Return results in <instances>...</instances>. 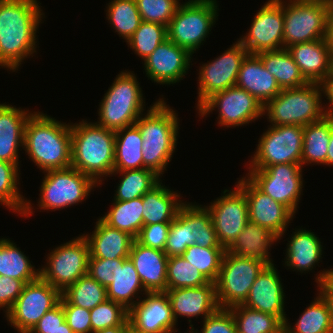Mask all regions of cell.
Returning a JSON list of instances; mask_svg holds the SVG:
<instances>
[{
  "mask_svg": "<svg viewBox=\"0 0 333 333\" xmlns=\"http://www.w3.org/2000/svg\"><path fill=\"white\" fill-rule=\"evenodd\" d=\"M37 0H0V66L15 72L37 47L45 17Z\"/></svg>",
  "mask_w": 333,
  "mask_h": 333,
  "instance_id": "6da1fadb",
  "label": "cell"
},
{
  "mask_svg": "<svg viewBox=\"0 0 333 333\" xmlns=\"http://www.w3.org/2000/svg\"><path fill=\"white\" fill-rule=\"evenodd\" d=\"M23 149L43 173L71 167V123L34 111L25 124Z\"/></svg>",
  "mask_w": 333,
  "mask_h": 333,
  "instance_id": "7a4b0ae2",
  "label": "cell"
},
{
  "mask_svg": "<svg viewBox=\"0 0 333 333\" xmlns=\"http://www.w3.org/2000/svg\"><path fill=\"white\" fill-rule=\"evenodd\" d=\"M115 131L96 122L71 124V166L99 186L114 171Z\"/></svg>",
  "mask_w": 333,
  "mask_h": 333,
  "instance_id": "3957f363",
  "label": "cell"
},
{
  "mask_svg": "<svg viewBox=\"0 0 333 333\" xmlns=\"http://www.w3.org/2000/svg\"><path fill=\"white\" fill-rule=\"evenodd\" d=\"M159 98L135 122L142 139L143 168L153 170L161 177L172 160L177 146L178 114Z\"/></svg>",
  "mask_w": 333,
  "mask_h": 333,
  "instance_id": "277c9868",
  "label": "cell"
},
{
  "mask_svg": "<svg viewBox=\"0 0 333 333\" xmlns=\"http://www.w3.org/2000/svg\"><path fill=\"white\" fill-rule=\"evenodd\" d=\"M324 87L320 83L308 82L297 88L282 91L263 106L271 125H301L321 120L326 114L322 105Z\"/></svg>",
  "mask_w": 333,
  "mask_h": 333,
  "instance_id": "5b68a950",
  "label": "cell"
},
{
  "mask_svg": "<svg viewBox=\"0 0 333 333\" xmlns=\"http://www.w3.org/2000/svg\"><path fill=\"white\" fill-rule=\"evenodd\" d=\"M139 85L134 73L121 71L100 102L96 123L114 131L135 124L145 110Z\"/></svg>",
  "mask_w": 333,
  "mask_h": 333,
  "instance_id": "8992f818",
  "label": "cell"
},
{
  "mask_svg": "<svg viewBox=\"0 0 333 333\" xmlns=\"http://www.w3.org/2000/svg\"><path fill=\"white\" fill-rule=\"evenodd\" d=\"M192 245L224 248L218 242L211 214L206 206L184 202L170 223L164 252L168 257L181 256Z\"/></svg>",
  "mask_w": 333,
  "mask_h": 333,
  "instance_id": "52a82bcc",
  "label": "cell"
},
{
  "mask_svg": "<svg viewBox=\"0 0 333 333\" xmlns=\"http://www.w3.org/2000/svg\"><path fill=\"white\" fill-rule=\"evenodd\" d=\"M217 4L216 0H188L181 3L167 26V38L193 55L216 23Z\"/></svg>",
  "mask_w": 333,
  "mask_h": 333,
  "instance_id": "ba28073f",
  "label": "cell"
},
{
  "mask_svg": "<svg viewBox=\"0 0 333 333\" xmlns=\"http://www.w3.org/2000/svg\"><path fill=\"white\" fill-rule=\"evenodd\" d=\"M266 266L261 261L239 257L225 251L215 282L219 308H231L243 304L254 281Z\"/></svg>",
  "mask_w": 333,
  "mask_h": 333,
  "instance_id": "9c48e42d",
  "label": "cell"
},
{
  "mask_svg": "<svg viewBox=\"0 0 333 333\" xmlns=\"http://www.w3.org/2000/svg\"><path fill=\"white\" fill-rule=\"evenodd\" d=\"M44 173L38 209L53 211L76 205L85 201L94 187H99L92 178L72 166Z\"/></svg>",
  "mask_w": 333,
  "mask_h": 333,
  "instance_id": "30bf717a",
  "label": "cell"
},
{
  "mask_svg": "<svg viewBox=\"0 0 333 333\" xmlns=\"http://www.w3.org/2000/svg\"><path fill=\"white\" fill-rule=\"evenodd\" d=\"M89 257L88 241L79 235L47 255V265L39 268V276L62 293L87 274Z\"/></svg>",
  "mask_w": 333,
  "mask_h": 333,
  "instance_id": "8fae6325",
  "label": "cell"
},
{
  "mask_svg": "<svg viewBox=\"0 0 333 333\" xmlns=\"http://www.w3.org/2000/svg\"><path fill=\"white\" fill-rule=\"evenodd\" d=\"M303 126L272 125L258 140L248 169H263L283 163L301 164Z\"/></svg>",
  "mask_w": 333,
  "mask_h": 333,
  "instance_id": "7c38bea8",
  "label": "cell"
},
{
  "mask_svg": "<svg viewBox=\"0 0 333 333\" xmlns=\"http://www.w3.org/2000/svg\"><path fill=\"white\" fill-rule=\"evenodd\" d=\"M283 1V48L324 39L332 5L319 2Z\"/></svg>",
  "mask_w": 333,
  "mask_h": 333,
  "instance_id": "4fadbf2b",
  "label": "cell"
},
{
  "mask_svg": "<svg viewBox=\"0 0 333 333\" xmlns=\"http://www.w3.org/2000/svg\"><path fill=\"white\" fill-rule=\"evenodd\" d=\"M62 293L40 276L26 283L12 308L5 314L19 333H29L40 318L60 303Z\"/></svg>",
  "mask_w": 333,
  "mask_h": 333,
  "instance_id": "5bb4252c",
  "label": "cell"
},
{
  "mask_svg": "<svg viewBox=\"0 0 333 333\" xmlns=\"http://www.w3.org/2000/svg\"><path fill=\"white\" fill-rule=\"evenodd\" d=\"M302 170L301 164L283 163L263 169H249L246 177L295 215L303 192Z\"/></svg>",
  "mask_w": 333,
  "mask_h": 333,
  "instance_id": "9a60e30c",
  "label": "cell"
},
{
  "mask_svg": "<svg viewBox=\"0 0 333 333\" xmlns=\"http://www.w3.org/2000/svg\"><path fill=\"white\" fill-rule=\"evenodd\" d=\"M217 108L218 124L228 128L243 126L264 116L262 104L236 85L213 94L197 111L203 117Z\"/></svg>",
  "mask_w": 333,
  "mask_h": 333,
  "instance_id": "2e32d148",
  "label": "cell"
},
{
  "mask_svg": "<svg viewBox=\"0 0 333 333\" xmlns=\"http://www.w3.org/2000/svg\"><path fill=\"white\" fill-rule=\"evenodd\" d=\"M248 54L245 47L237 41L222 55L200 66L196 109L213 94L236 85L241 64Z\"/></svg>",
  "mask_w": 333,
  "mask_h": 333,
  "instance_id": "e0dca14e",
  "label": "cell"
},
{
  "mask_svg": "<svg viewBox=\"0 0 333 333\" xmlns=\"http://www.w3.org/2000/svg\"><path fill=\"white\" fill-rule=\"evenodd\" d=\"M206 208L211 214L219 244L227 249L249 221L245 193L236 185L232 191L224 190L223 196Z\"/></svg>",
  "mask_w": 333,
  "mask_h": 333,
  "instance_id": "ac0fdd59",
  "label": "cell"
},
{
  "mask_svg": "<svg viewBox=\"0 0 333 333\" xmlns=\"http://www.w3.org/2000/svg\"><path fill=\"white\" fill-rule=\"evenodd\" d=\"M283 24V0H268L256 13L246 36L238 41L249 54L282 49Z\"/></svg>",
  "mask_w": 333,
  "mask_h": 333,
  "instance_id": "d6986e66",
  "label": "cell"
},
{
  "mask_svg": "<svg viewBox=\"0 0 333 333\" xmlns=\"http://www.w3.org/2000/svg\"><path fill=\"white\" fill-rule=\"evenodd\" d=\"M128 310L130 333H176V321L166 292H147Z\"/></svg>",
  "mask_w": 333,
  "mask_h": 333,
  "instance_id": "ffe728a7",
  "label": "cell"
},
{
  "mask_svg": "<svg viewBox=\"0 0 333 333\" xmlns=\"http://www.w3.org/2000/svg\"><path fill=\"white\" fill-rule=\"evenodd\" d=\"M237 183L246 196L249 221L268 228L282 239L295 215L286 206L262 192L248 177H242Z\"/></svg>",
  "mask_w": 333,
  "mask_h": 333,
  "instance_id": "44dd1931",
  "label": "cell"
},
{
  "mask_svg": "<svg viewBox=\"0 0 333 333\" xmlns=\"http://www.w3.org/2000/svg\"><path fill=\"white\" fill-rule=\"evenodd\" d=\"M192 54L168 38L164 40L144 61L148 79L158 84H176L184 79L190 68Z\"/></svg>",
  "mask_w": 333,
  "mask_h": 333,
  "instance_id": "7402d4cb",
  "label": "cell"
},
{
  "mask_svg": "<svg viewBox=\"0 0 333 333\" xmlns=\"http://www.w3.org/2000/svg\"><path fill=\"white\" fill-rule=\"evenodd\" d=\"M274 264L266 266L250 288L245 302L248 308L278 316L283 322L287 319L284 312L285 293Z\"/></svg>",
  "mask_w": 333,
  "mask_h": 333,
  "instance_id": "603a6c76",
  "label": "cell"
},
{
  "mask_svg": "<svg viewBox=\"0 0 333 333\" xmlns=\"http://www.w3.org/2000/svg\"><path fill=\"white\" fill-rule=\"evenodd\" d=\"M166 294L170 300L175 321L178 316L187 317L191 324V317L202 315L203 319L209 317L218 308L215 283L209 282L203 286L167 289Z\"/></svg>",
  "mask_w": 333,
  "mask_h": 333,
  "instance_id": "cb8c5ba5",
  "label": "cell"
},
{
  "mask_svg": "<svg viewBox=\"0 0 333 333\" xmlns=\"http://www.w3.org/2000/svg\"><path fill=\"white\" fill-rule=\"evenodd\" d=\"M286 49L308 82L323 84L331 75L332 54L325 39L293 44Z\"/></svg>",
  "mask_w": 333,
  "mask_h": 333,
  "instance_id": "d4e9b609",
  "label": "cell"
},
{
  "mask_svg": "<svg viewBox=\"0 0 333 333\" xmlns=\"http://www.w3.org/2000/svg\"><path fill=\"white\" fill-rule=\"evenodd\" d=\"M129 258L147 292L167 291L168 256L164 251L145 247L133 241Z\"/></svg>",
  "mask_w": 333,
  "mask_h": 333,
  "instance_id": "484cf974",
  "label": "cell"
},
{
  "mask_svg": "<svg viewBox=\"0 0 333 333\" xmlns=\"http://www.w3.org/2000/svg\"><path fill=\"white\" fill-rule=\"evenodd\" d=\"M236 86L246 90L264 106L282 89L256 54H248L243 60Z\"/></svg>",
  "mask_w": 333,
  "mask_h": 333,
  "instance_id": "4316f807",
  "label": "cell"
},
{
  "mask_svg": "<svg viewBox=\"0 0 333 333\" xmlns=\"http://www.w3.org/2000/svg\"><path fill=\"white\" fill-rule=\"evenodd\" d=\"M31 114L29 110L0 104V160L19 165L18 151L23 149L24 128Z\"/></svg>",
  "mask_w": 333,
  "mask_h": 333,
  "instance_id": "83f0119b",
  "label": "cell"
},
{
  "mask_svg": "<svg viewBox=\"0 0 333 333\" xmlns=\"http://www.w3.org/2000/svg\"><path fill=\"white\" fill-rule=\"evenodd\" d=\"M279 240V236L268 228L248 221L226 251L239 257L261 261L268 266L273 264L269 250Z\"/></svg>",
  "mask_w": 333,
  "mask_h": 333,
  "instance_id": "f1b7e54d",
  "label": "cell"
},
{
  "mask_svg": "<svg viewBox=\"0 0 333 333\" xmlns=\"http://www.w3.org/2000/svg\"><path fill=\"white\" fill-rule=\"evenodd\" d=\"M89 244L90 256L101 259L129 258L133 241L131 235L112 228L100 218L92 234H83Z\"/></svg>",
  "mask_w": 333,
  "mask_h": 333,
  "instance_id": "f546056e",
  "label": "cell"
},
{
  "mask_svg": "<svg viewBox=\"0 0 333 333\" xmlns=\"http://www.w3.org/2000/svg\"><path fill=\"white\" fill-rule=\"evenodd\" d=\"M287 243L286 260L284 265L297 272L311 271L322 259V244L314 232L298 229L291 234Z\"/></svg>",
  "mask_w": 333,
  "mask_h": 333,
  "instance_id": "4dcf8cb0",
  "label": "cell"
},
{
  "mask_svg": "<svg viewBox=\"0 0 333 333\" xmlns=\"http://www.w3.org/2000/svg\"><path fill=\"white\" fill-rule=\"evenodd\" d=\"M160 181L142 196L143 225L171 223L181 205L180 194L161 185ZM178 199V200H177Z\"/></svg>",
  "mask_w": 333,
  "mask_h": 333,
  "instance_id": "1f68e13d",
  "label": "cell"
},
{
  "mask_svg": "<svg viewBox=\"0 0 333 333\" xmlns=\"http://www.w3.org/2000/svg\"><path fill=\"white\" fill-rule=\"evenodd\" d=\"M106 291L108 300L122 304L127 310L141 300L140 292H144V295L147 293L130 258H117L116 278L106 287Z\"/></svg>",
  "mask_w": 333,
  "mask_h": 333,
  "instance_id": "d6a6232c",
  "label": "cell"
},
{
  "mask_svg": "<svg viewBox=\"0 0 333 333\" xmlns=\"http://www.w3.org/2000/svg\"><path fill=\"white\" fill-rule=\"evenodd\" d=\"M294 326L284 322V333H333L332 305L320 290Z\"/></svg>",
  "mask_w": 333,
  "mask_h": 333,
  "instance_id": "836d02e7",
  "label": "cell"
},
{
  "mask_svg": "<svg viewBox=\"0 0 333 333\" xmlns=\"http://www.w3.org/2000/svg\"><path fill=\"white\" fill-rule=\"evenodd\" d=\"M333 117L325 115L321 120L303 126V147L301 156L304 164H325L328 152Z\"/></svg>",
  "mask_w": 333,
  "mask_h": 333,
  "instance_id": "e575fe53",
  "label": "cell"
},
{
  "mask_svg": "<svg viewBox=\"0 0 333 333\" xmlns=\"http://www.w3.org/2000/svg\"><path fill=\"white\" fill-rule=\"evenodd\" d=\"M142 143L141 133L135 124L116 130L114 171L142 169Z\"/></svg>",
  "mask_w": 333,
  "mask_h": 333,
  "instance_id": "d590c367",
  "label": "cell"
},
{
  "mask_svg": "<svg viewBox=\"0 0 333 333\" xmlns=\"http://www.w3.org/2000/svg\"><path fill=\"white\" fill-rule=\"evenodd\" d=\"M256 55L274 75L281 89L297 88L308 83L286 48L263 51Z\"/></svg>",
  "mask_w": 333,
  "mask_h": 333,
  "instance_id": "8d00e7d4",
  "label": "cell"
},
{
  "mask_svg": "<svg viewBox=\"0 0 333 333\" xmlns=\"http://www.w3.org/2000/svg\"><path fill=\"white\" fill-rule=\"evenodd\" d=\"M108 226L137 238L143 227L142 197L129 201H114L111 209L100 218Z\"/></svg>",
  "mask_w": 333,
  "mask_h": 333,
  "instance_id": "74e56055",
  "label": "cell"
},
{
  "mask_svg": "<svg viewBox=\"0 0 333 333\" xmlns=\"http://www.w3.org/2000/svg\"><path fill=\"white\" fill-rule=\"evenodd\" d=\"M19 165L0 160V204L23 217L32 215V204L19 193ZM25 215V216H24Z\"/></svg>",
  "mask_w": 333,
  "mask_h": 333,
  "instance_id": "f35d334b",
  "label": "cell"
},
{
  "mask_svg": "<svg viewBox=\"0 0 333 333\" xmlns=\"http://www.w3.org/2000/svg\"><path fill=\"white\" fill-rule=\"evenodd\" d=\"M8 238L0 239V276H8L26 283L39 277V269H35L31 261L16 244Z\"/></svg>",
  "mask_w": 333,
  "mask_h": 333,
  "instance_id": "ab89813d",
  "label": "cell"
},
{
  "mask_svg": "<svg viewBox=\"0 0 333 333\" xmlns=\"http://www.w3.org/2000/svg\"><path fill=\"white\" fill-rule=\"evenodd\" d=\"M228 309L232 313L238 333H284V322L278 316L242 304Z\"/></svg>",
  "mask_w": 333,
  "mask_h": 333,
  "instance_id": "60d3db41",
  "label": "cell"
},
{
  "mask_svg": "<svg viewBox=\"0 0 333 333\" xmlns=\"http://www.w3.org/2000/svg\"><path fill=\"white\" fill-rule=\"evenodd\" d=\"M122 174L117 186L114 201H129L142 197L160 181V176L149 168L138 170L113 171L111 175Z\"/></svg>",
  "mask_w": 333,
  "mask_h": 333,
  "instance_id": "b9f144b4",
  "label": "cell"
},
{
  "mask_svg": "<svg viewBox=\"0 0 333 333\" xmlns=\"http://www.w3.org/2000/svg\"><path fill=\"white\" fill-rule=\"evenodd\" d=\"M62 297L71 305L92 310L107 300V291L87 273L63 291Z\"/></svg>",
  "mask_w": 333,
  "mask_h": 333,
  "instance_id": "7bdbcfd3",
  "label": "cell"
},
{
  "mask_svg": "<svg viewBox=\"0 0 333 333\" xmlns=\"http://www.w3.org/2000/svg\"><path fill=\"white\" fill-rule=\"evenodd\" d=\"M107 8V20L120 37L127 40L142 22L135 0H111Z\"/></svg>",
  "mask_w": 333,
  "mask_h": 333,
  "instance_id": "ee69618b",
  "label": "cell"
},
{
  "mask_svg": "<svg viewBox=\"0 0 333 333\" xmlns=\"http://www.w3.org/2000/svg\"><path fill=\"white\" fill-rule=\"evenodd\" d=\"M225 251V248H204L192 245L188 246L181 256L197 268L209 282L215 283Z\"/></svg>",
  "mask_w": 333,
  "mask_h": 333,
  "instance_id": "f6af8a7d",
  "label": "cell"
},
{
  "mask_svg": "<svg viewBox=\"0 0 333 333\" xmlns=\"http://www.w3.org/2000/svg\"><path fill=\"white\" fill-rule=\"evenodd\" d=\"M208 283L207 278L182 256L168 258L167 289L198 287Z\"/></svg>",
  "mask_w": 333,
  "mask_h": 333,
  "instance_id": "bcb514c9",
  "label": "cell"
},
{
  "mask_svg": "<svg viewBox=\"0 0 333 333\" xmlns=\"http://www.w3.org/2000/svg\"><path fill=\"white\" fill-rule=\"evenodd\" d=\"M166 39V26L142 21L134 34L127 40V44L136 55L144 60Z\"/></svg>",
  "mask_w": 333,
  "mask_h": 333,
  "instance_id": "7dc6e473",
  "label": "cell"
},
{
  "mask_svg": "<svg viewBox=\"0 0 333 333\" xmlns=\"http://www.w3.org/2000/svg\"><path fill=\"white\" fill-rule=\"evenodd\" d=\"M90 321L92 333L108 327L129 325L128 310L122 304L107 299L90 310Z\"/></svg>",
  "mask_w": 333,
  "mask_h": 333,
  "instance_id": "c3c4849f",
  "label": "cell"
},
{
  "mask_svg": "<svg viewBox=\"0 0 333 333\" xmlns=\"http://www.w3.org/2000/svg\"><path fill=\"white\" fill-rule=\"evenodd\" d=\"M142 21L168 26L180 6L179 0H135Z\"/></svg>",
  "mask_w": 333,
  "mask_h": 333,
  "instance_id": "681fc988",
  "label": "cell"
},
{
  "mask_svg": "<svg viewBox=\"0 0 333 333\" xmlns=\"http://www.w3.org/2000/svg\"><path fill=\"white\" fill-rule=\"evenodd\" d=\"M169 228L170 223L143 225L135 240L145 247L164 251Z\"/></svg>",
  "mask_w": 333,
  "mask_h": 333,
  "instance_id": "f907efd6",
  "label": "cell"
},
{
  "mask_svg": "<svg viewBox=\"0 0 333 333\" xmlns=\"http://www.w3.org/2000/svg\"><path fill=\"white\" fill-rule=\"evenodd\" d=\"M65 313V320L73 333H92L90 310L69 304L63 297L60 299Z\"/></svg>",
  "mask_w": 333,
  "mask_h": 333,
  "instance_id": "816d5d0a",
  "label": "cell"
},
{
  "mask_svg": "<svg viewBox=\"0 0 333 333\" xmlns=\"http://www.w3.org/2000/svg\"><path fill=\"white\" fill-rule=\"evenodd\" d=\"M200 333H236V324L228 308H218L209 317L203 320Z\"/></svg>",
  "mask_w": 333,
  "mask_h": 333,
  "instance_id": "f5cc1de1",
  "label": "cell"
},
{
  "mask_svg": "<svg viewBox=\"0 0 333 333\" xmlns=\"http://www.w3.org/2000/svg\"><path fill=\"white\" fill-rule=\"evenodd\" d=\"M87 273L104 287L113 282L117 274V259L89 257Z\"/></svg>",
  "mask_w": 333,
  "mask_h": 333,
  "instance_id": "db71d44e",
  "label": "cell"
},
{
  "mask_svg": "<svg viewBox=\"0 0 333 333\" xmlns=\"http://www.w3.org/2000/svg\"><path fill=\"white\" fill-rule=\"evenodd\" d=\"M25 284L24 280L0 276V308H4L5 314L12 308Z\"/></svg>",
  "mask_w": 333,
  "mask_h": 333,
  "instance_id": "11a10c76",
  "label": "cell"
},
{
  "mask_svg": "<svg viewBox=\"0 0 333 333\" xmlns=\"http://www.w3.org/2000/svg\"><path fill=\"white\" fill-rule=\"evenodd\" d=\"M65 321L63 306L59 303L56 307L46 312L32 330H54Z\"/></svg>",
  "mask_w": 333,
  "mask_h": 333,
  "instance_id": "9f6ffc18",
  "label": "cell"
},
{
  "mask_svg": "<svg viewBox=\"0 0 333 333\" xmlns=\"http://www.w3.org/2000/svg\"><path fill=\"white\" fill-rule=\"evenodd\" d=\"M319 290L331 301H333V269L319 272L315 277Z\"/></svg>",
  "mask_w": 333,
  "mask_h": 333,
  "instance_id": "6f0895ef",
  "label": "cell"
},
{
  "mask_svg": "<svg viewBox=\"0 0 333 333\" xmlns=\"http://www.w3.org/2000/svg\"><path fill=\"white\" fill-rule=\"evenodd\" d=\"M322 85L324 87V96L327 97L326 99L329 102L328 106L324 107V112L326 115L333 117V77H328Z\"/></svg>",
  "mask_w": 333,
  "mask_h": 333,
  "instance_id": "680465c9",
  "label": "cell"
},
{
  "mask_svg": "<svg viewBox=\"0 0 333 333\" xmlns=\"http://www.w3.org/2000/svg\"><path fill=\"white\" fill-rule=\"evenodd\" d=\"M325 41L331 54H333V5L331 6L327 18Z\"/></svg>",
  "mask_w": 333,
  "mask_h": 333,
  "instance_id": "91938a15",
  "label": "cell"
},
{
  "mask_svg": "<svg viewBox=\"0 0 333 333\" xmlns=\"http://www.w3.org/2000/svg\"><path fill=\"white\" fill-rule=\"evenodd\" d=\"M29 333H73L66 320L60 324L59 328L54 330H31Z\"/></svg>",
  "mask_w": 333,
  "mask_h": 333,
  "instance_id": "94428289",
  "label": "cell"
},
{
  "mask_svg": "<svg viewBox=\"0 0 333 333\" xmlns=\"http://www.w3.org/2000/svg\"><path fill=\"white\" fill-rule=\"evenodd\" d=\"M94 333H130L129 325H118L99 330Z\"/></svg>",
  "mask_w": 333,
  "mask_h": 333,
  "instance_id": "6125c7cd",
  "label": "cell"
},
{
  "mask_svg": "<svg viewBox=\"0 0 333 333\" xmlns=\"http://www.w3.org/2000/svg\"><path fill=\"white\" fill-rule=\"evenodd\" d=\"M324 165L333 166V127L330 132V140L328 143V152L326 157V163Z\"/></svg>",
  "mask_w": 333,
  "mask_h": 333,
  "instance_id": "be15d7a7",
  "label": "cell"
},
{
  "mask_svg": "<svg viewBox=\"0 0 333 333\" xmlns=\"http://www.w3.org/2000/svg\"><path fill=\"white\" fill-rule=\"evenodd\" d=\"M297 2H319V3H327L333 5V0H291Z\"/></svg>",
  "mask_w": 333,
  "mask_h": 333,
  "instance_id": "e7e4bbea",
  "label": "cell"
},
{
  "mask_svg": "<svg viewBox=\"0 0 333 333\" xmlns=\"http://www.w3.org/2000/svg\"><path fill=\"white\" fill-rule=\"evenodd\" d=\"M329 77H333V54H332V62H331V75Z\"/></svg>",
  "mask_w": 333,
  "mask_h": 333,
  "instance_id": "03108f58",
  "label": "cell"
},
{
  "mask_svg": "<svg viewBox=\"0 0 333 333\" xmlns=\"http://www.w3.org/2000/svg\"><path fill=\"white\" fill-rule=\"evenodd\" d=\"M191 329L189 330L188 333H199L197 332V329L195 330L194 327H190Z\"/></svg>",
  "mask_w": 333,
  "mask_h": 333,
  "instance_id": "003e7915",
  "label": "cell"
},
{
  "mask_svg": "<svg viewBox=\"0 0 333 333\" xmlns=\"http://www.w3.org/2000/svg\"><path fill=\"white\" fill-rule=\"evenodd\" d=\"M331 305H332V321H333V301H331Z\"/></svg>",
  "mask_w": 333,
  "mask_h": 333,
  "instance_id": "a7ac6f4b",
  "label": "cell"
}]
</instances>
